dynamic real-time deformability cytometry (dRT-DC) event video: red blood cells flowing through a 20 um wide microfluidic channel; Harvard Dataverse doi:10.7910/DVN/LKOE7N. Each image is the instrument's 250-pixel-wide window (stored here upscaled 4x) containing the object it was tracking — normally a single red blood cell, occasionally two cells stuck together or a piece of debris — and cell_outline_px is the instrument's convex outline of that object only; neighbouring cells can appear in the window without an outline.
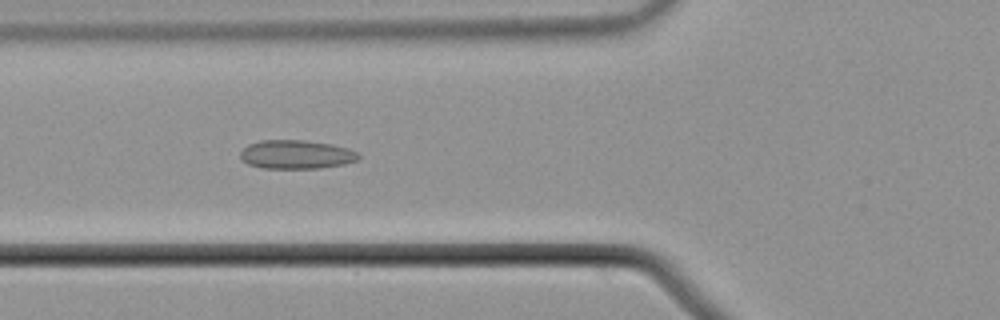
{"species": "common noctule bat (a hibernating species)", "species_latin": "Nyctalus noctula", "temperature_condition": "cold", "stored_images_in_passage": 53, "camera_frame_rate_fps": 3000, "um_per_image_px": 0.085, "animal": {"sex": "male", "body_mass_g": 21.5, "forearm_length_mm": 52.0}, "frame": {"image": 1, "passage_image": 21, "time_ms": 6.667, "image_size_px": [1000, 320], "cell_outline_px": [[360, 156], [356, 160], [344, 164], [320, 168], [260, 168], [248, 164], [240, 160], [240, 152], [248, 144], [260, 140], [304, 140], [332, 144], [348, 148], [356, 152]], "centroid_in_image_um": [25.14, 13.13], "position_along_channel_um": 100.7, "area_um2": 19.88}}
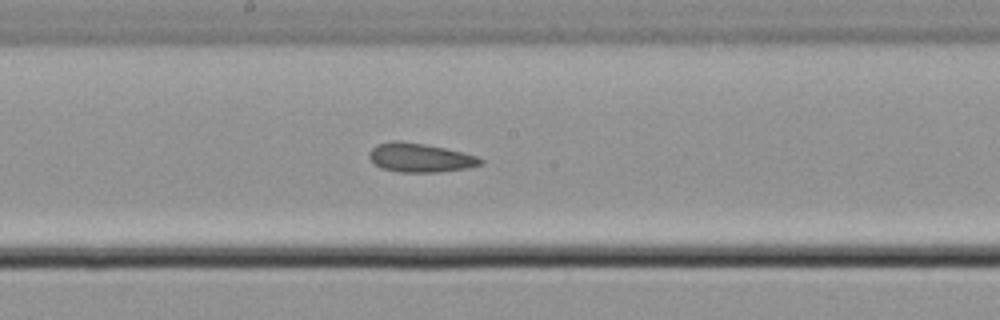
{"frame": {"image": 2, "passage_image": 30, "time_ms": 9.667, "image_size_px": [1000, 320], "cell_outline_px": [[484, 164], [468, 168], [440, 172], [400, 172], [380, 168], [368, 156], [368, 152], [376, 144], [392, 140], [400, 140], [424, 144], [444, 148], [476, 156], [484, 160]], "centroid_in_image_um": [35.69, 13.4], "position_along_channel_um": 212.5, "area_um2": 18.84}}
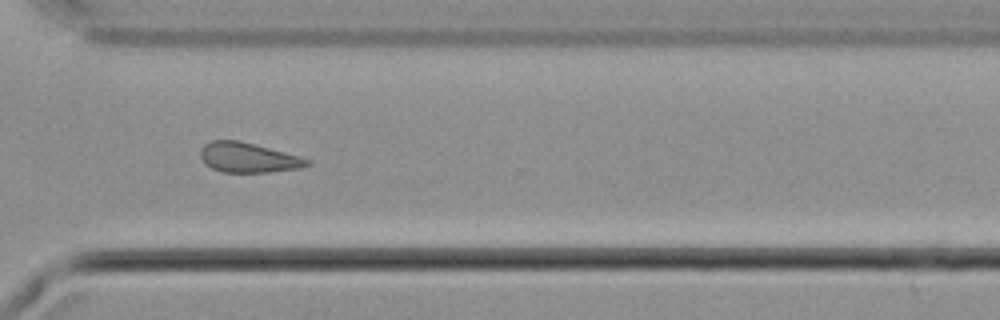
{"frame": {"image": 3, "passage_image": 41, "time_ms": 13.333, "image_size_px": [1000, 320], "cell_outline_px": [[312, 164], [300, 168], [268, 172], [224, 172], [212, 168], [200, 156], [200, 152], [204, 144], [212, 140], [240, 140], [312, 160]], "centroid_in_image_um": [21.12, 13.39], "position_along_channel_um": 349.5, "area_um2": 18.32}, "authors_computed_cell_mechanics": {"area_um2": 18.9584, "velocity_mm_per_s": 3.7245, "shape_relaxation_time_tau1_ms": null, "shape_relaxation_time_tau2_ms": 3.1674, "deformation_change_tau1": null, "deformation_change_tau2": 0.1177}}